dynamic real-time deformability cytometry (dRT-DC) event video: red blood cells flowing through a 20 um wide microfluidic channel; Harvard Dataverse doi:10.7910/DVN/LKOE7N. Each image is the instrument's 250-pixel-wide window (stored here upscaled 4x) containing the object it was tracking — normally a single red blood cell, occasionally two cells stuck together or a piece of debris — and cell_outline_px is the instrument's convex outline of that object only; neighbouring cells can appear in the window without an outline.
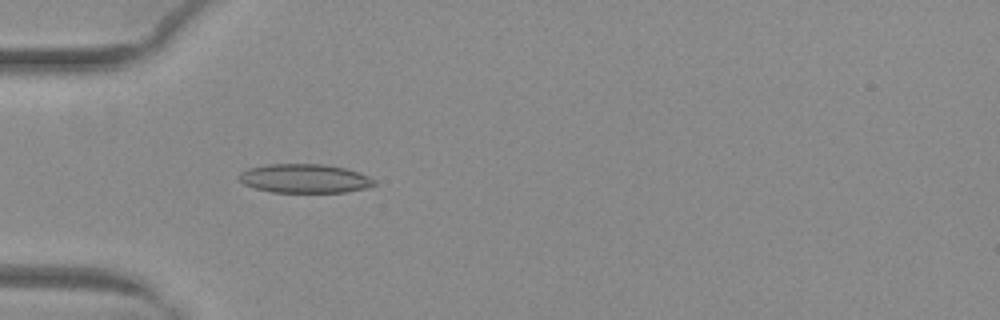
{"species": "common noctule bat (a hibernating species)", "species_latin": "Nyctalus noctula", "temperature_condition": "warm", "stored_images_in_passage": 35, "camera_frame_rate_fps": 3000, "um_per_image_px": 0.085, "animal": {"sex": "female", "body_mass_g": 29.2, "forearm_length_mm": 56.3}, "frame": {"image": 1, "passage_image": 10, "time_ms": 3.0, "image_size_px": [1000, 320], "cell_outline_px": [[376, 184], [364, 188], [344, 192], [272, 192], [256, 188], [244, 184], [236, 176], [240, 172], [248, 168], [268, 164], [324, 164], [344, 168], [368, 176], [376, 180]], "centroid_in_image_um": [25.86, 15.17], "position_along_channel_um": 59.1, "area_um2": 22.66}}
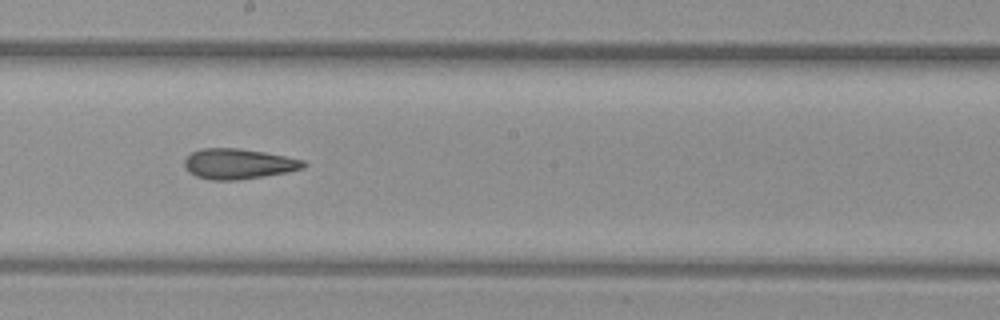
{"frame": {"image": 2, "passage_image": 23, "time_ms": 7.333, "image_size_px": [1000, 320], "cell_outline_px": [[308, 164], [304, 168], [288, 172], [264, 176], [236, 180], [212, 180], [196, 176], [188, 172], [184, 168], [184, 160], [192, 152], [200, 148], [240, 148], [264, 152], [304, 160]], "centroid_in_image_um": [20.26, 13.92], "position_along_channel_um": 227.9, "area_um2": 21.15}}
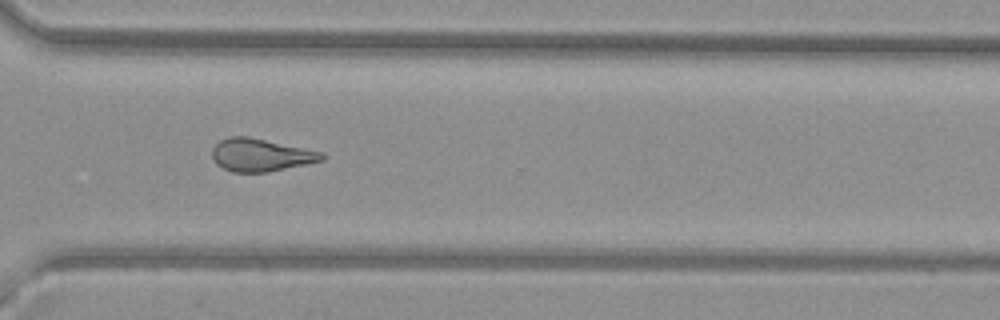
{"frame": {"image": 3, "passage_image": 32, "time_ms": 10.333, "image_size_px": [1000, 320], "cell_outline_px": [[328, 156], [324, 160], [268, 172], [232, 172], [216, 164], [212, 156], [212, 148], [220, 140], [228, 136], [248, 136], [324, 152]], "centroid_in_image_um": [22.18, 13.17], "position_along_channel_um": 348.4, "area_um2": 21.04}, "authors_computed_cell_mechanics": {"area_um2": 21.097, "velocity_mm_per_s": 4.0224, "shape_relaxation_time_tau1_ms": null, "shape_relaxation_time_tau2_ms": 4.7617, "deformation_change_tau1": null, "deformation_change_tau2": 0.1497}}